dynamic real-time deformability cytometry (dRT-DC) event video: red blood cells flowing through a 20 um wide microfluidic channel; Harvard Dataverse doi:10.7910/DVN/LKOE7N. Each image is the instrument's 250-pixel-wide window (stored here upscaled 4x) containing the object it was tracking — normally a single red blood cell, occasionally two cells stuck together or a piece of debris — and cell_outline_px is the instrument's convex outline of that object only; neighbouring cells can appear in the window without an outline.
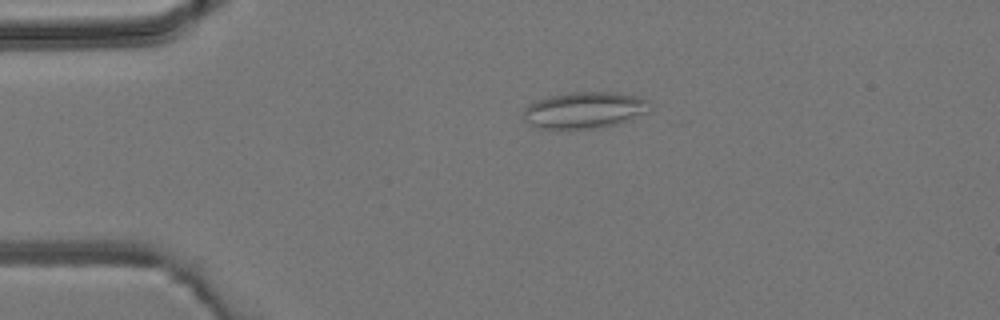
{"species": "common noctule bat (a hibernating species)", "species_latin": "Nyctalus noctula", "temperature_condition": "room temperature", "stored_images_in_passage": 2, "camera_frame_rate_fps": 3000, "um_per_image_px": 0.085, "animal": {"sex": "male", "body_mass_g": 19.2, "forearm_length_mm": 51.8}, "frame": {"image": 1, "passage_image": 1, "time_ms": 0.0, "image_size_px": [1000, 320], "cell_outline_px": [[648, 100], [644, 112], [616, 124], [604, 128], [568, 132], [540, 128], [528, 124], [524, 120], [524, 108], [528, 104], [536, 100], [568, 92], [612, 92], [636, 96]], "centroid_in_image_um": [49.55, 9.41], "position_along_channel_um": 35.5, "area_um2": 27.22}}